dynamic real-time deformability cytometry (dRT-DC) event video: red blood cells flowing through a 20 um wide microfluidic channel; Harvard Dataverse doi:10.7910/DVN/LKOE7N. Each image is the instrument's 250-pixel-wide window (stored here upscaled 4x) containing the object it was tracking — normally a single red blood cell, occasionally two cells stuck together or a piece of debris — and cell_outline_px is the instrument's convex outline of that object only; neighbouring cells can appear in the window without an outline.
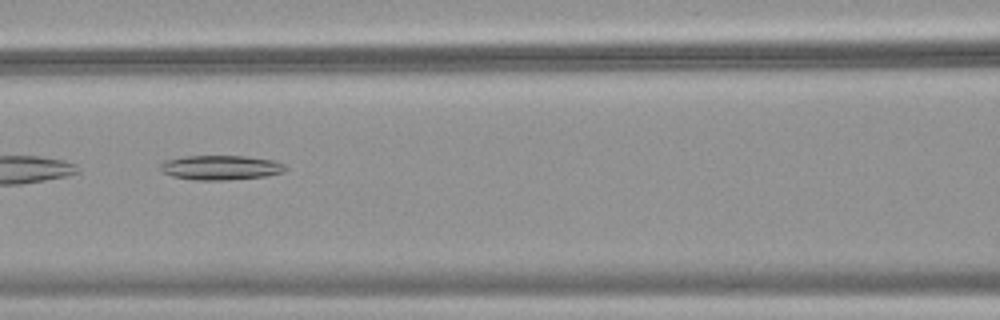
{"species": "common noctule bat (a hibernating species)", "species_latin": "Nyctalus noctula", "temperature_condition": "warm", "stored_images_in_passage": 12, "camera_frame_rate_fps": 3000, "um_per_image_px": 0.085, "animal": {"sex": "female", "body_mass_g": 18.4}, "frame": {"image": 1, "passage_image": 9, "time_ms": 2.667, "image_size_px": [1000, 320], "cell_outline_px": [[288, 168], [284, 172], [268, 176], [228, 180], [196, 180], [172, 176], [164, 172], [160, 168], [160, 164], [164, 160], [184, 156], [244, 156], [272, 160], [284, 164]], "centroid_in_image_um": [18.78, 14.24], "position_along_channel_um": 147.8, "area_um2": 17.98}}